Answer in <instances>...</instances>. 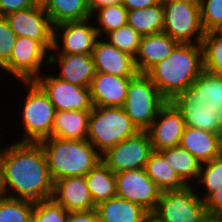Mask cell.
<instances>
[{"mask_svg": "<svg viewBox=\"0 0 222 222\" xmlns=\"http://www.w3.org/2000/svg\"><path fill=\"white\" fill-rule=\"evenodd\" d=\"M116 196L142 206L152 214L162 190L148 177L144 168L115 173Z\"/></svg>", "mask_w": 222, "mask_h": 222, "instance_id": "obj_13", "label": "cell"}, {"mask_svg": "<svg viewBox=\"0 0 222 222\" xmlns=\"http://www.w3.org/2000/svg\"><path fill=\"white\" fill-rule=\"evenodd\" d=\"M68 213L53 199L36 201L33 207L32 222H67Z\"/></svg>", "mask_w": 222, "mask_h": 222, "instance_id": "obj_36", "label": "cell"}, {"mask_svg": "<svg viewBox=\"0 0 222 222\" xmlns=\"http://www.w3.org/2000/svg\"><path fill=\"white\" fill-rule=\"evenodd\" d=\"M91 18L98 37H105L111 31L127 24L128 10L122 3L107 5L96 9Z\"/></svg>", "mask_w": 222, "mask_h": 222, "instance_id": "obj_31", "label": "cell"}, {"mask_svg": "<svg viewBox=\"0 0 222 222\" xmlns=\"http://www.w3.org/2000/svg\"><path fill=\"white\" fill-rule=\"evenodd\" d=\"M90 111H56L51 136L86 140Z\"/></svg>", "mask_w": 222, "mask_h": 222, "instance_id": "obj_24", "label": "cell"}, {"mask_svg": "<svg viewBox=\"0 0 222 222\" xmlns=\"http://www.w3.org/2000/svg\"><path fill=\"white\" fill-rule=\"evenodd\" d=\"M146 222H157L153 217H150Z\"/></svg>", "mask_w": 222, "mask_h": 222, "instance_id": "obj_46", "label": "cell"}, {"mask_svg": "<svg viewBox=\"0 0 222 222\" xmlns=\"http://www.w3.org/2000/svg\"><path fill=\"white\" fill-rule=\"evenodd\" d=\"M153 151L147 131H138L101 155V161L114 173L145 168Z\"/></svg>", "mask_w": 222, "mask_h": 222, "instance_id": "obj_10", "label": "cell"}, {"mask_svg": "<svg viewBox=\"0 0 222 222\" xmlns=\"http://www.w3.org/2000/svg\"><path fill=\"white\" fill-rule=\"evenodd\" d=\"M17 37L40 41L49 51L53 49L54 26L44 7L33 6L5 16Z\"/></svg>", "mask_w": 222, "mask_h": 222, "instance_id": "obj_14", "label": "cell"}, {"mask_svg": "<svg viewBox=\"0 0 222 222\" xmlns=\"http://www.w3.org/2000/svg\"><path fill=\"white\" fill-rule=\"evenodd\" d=\"M162 5L164 33L179 43H202L205 30L201 22L199 0H175Z\"/></svg>", "mask_w": 222, "mask_h": 222, "instance_id": "obj_7", "label": "cell"}, {"mask_svg": "<svg viewBox=\"0 0 222 222\" xmlns=\"http://www.w3.org/2000/svg\"><path fill=\"white\" fill-rule=\"evenodd\" d=\"M123 6L128 10L144 9L156 4H161L160 0H123Z\"/></svg>", "mask_w": 222, "mask_h": 222, "instance_id": "obj_42", "label": "cell"}, {"mask_svg": "<svg viewBox=\"0 0 222 222\" xmlns=\"http://www.w3.org/2000/svg\"><path fill=\"white\" fill-rule=\"evenodd\" d=\"M94 204L116 197V178L102 161L85 176Z\"/></svg>", "mask_w": 222, "mask_h": 222, "instance_id": "obj_28", "label": "cell"}, {"mask_svg": "<svg viewBox=\"0 0 222 222\" xmlns=\"http://www.w3.org/2000/svg\"><path fill=\"white\" fill-rule=\"evenodd\" d=\"M131 78L96 72L89 87L93 107H123Z\"/></svg>", "mask_w": 222, "mask_h": 222, "instance_id": "obj_20", "label": "cell"}, {"mask_svg": "<svg viewBox=\"0 0 222 222\" xmlns=\"http://www.w3.org/2000/svg\"><path fill=\"white\" fill-rule=\"evenodd\" d=\"M104 38L119 50L135 57L139 51L142 36L126 24L117 30L111 31Z\"/></svg>", "mask_w": 222, "mask_h": 222, "instance_id": "obj_35", "label": "cell"}, {"mask_svg": "<svg viewBox=\"0 0 222 222\" xmlns=\"http://www.w3.org/2000/svg\"><path fill=\"white\" fill-rule=\"evenodd\" d=\"M44 10L53 26L91 17L89 0H49Z\"/></svg>", "mask_w": 222, "mask_h": 222, "instance_id": "obj_26", "label": "cell"}, {"mask_svg": "<svg viewBox=\"0 0 222 222\" xmlns=\"http://www.w3.org/2000/svg\"><path fill=\"white\" fill-rule=\"evenodd\" d=\"M201 222H222V215L206 213L203 216Z\"/></svg>", "mask_w": 222, "mask_h": 222, "instance_id": "obj_44", "label": "cell"}, {"mask_svg": "<svg viewBox=\"0 0 222 222\" xmlns=\"http://www.w3.org/2000/svg\"><path fill=\"white\" fill-rule=\"evenodd\" d=\"M167 102L146 73H137L130 79L123 106L139 131H146Z\"/></svg>", "mask_w": 222, "mask_h": 222, "instance_id": "obj_6", "label": "cell"}, {"mask_svg": "<svg viewBox=\"0 0 222 222\" xmlns=\"http://www.w3.org/2000/svg\"><path fill=\"white\" fill-rule=\"evenodd\" d=\"M91 55L96 72L120 77H133L138 73L135 57L119 50L104 37L97 38Z\"/></svg>", "mask_w": 222, "mask_h": 222, "instance_id": "obj_18", "label": "cell"}, {"mask_svg": "<svg viewBox=\"0 0 222 222\" xmlns=\"http://www.w3.org/2000/svg\"><path fill=\"white\" fill-rule=\"evenodd\" d=\"M34 82L48 96L55 111H91L93 109L89 87L62 81L51 73H42Z\"/></svg>", "mask_w": 222, "mask_h": 222, "instance_id": "obj_11", "label": "cell"}, {"mask_svg": "<svg viewBox=\"0 0 222 222\" xmlns=\"http://www.w3.org/2000/svg\"><path fill=\"white\" fill-rule=\"evenodd\" d=\"M11 142L0 152L1 195L33 202L52 199L54 181L40 143Z\"/></svg>", "mask_w": 222, "mask_h": 222, "instance_id": "obj_1", "label": "cell"}, {"mask_svg": "<svg viewBox=\"0 0 222 222\" xmlns=\"http://www.w3.org/2000/svg\"><path fill=\"white\" fill-rule=\"evenodd\" d=\"M178 44L177 40L164 32L142 36L135 56L138 73H146L156 63L166 59Z\"/></svg>", "mask_w": 222, "mask_h": 222, "instance_id": "obj_22", "label": "cell"}, {"mask_svg": "<svg viewBox=\"0 0 222 222\" xmlns=\"http://www.w3.org/2000/svg\"><path fill=\"white\" fill-rule=\"evenodd\" d=\"M169 1H175V0H160V2H161L162 4H164V3H166V2H169Z\"/></svg>", "mask_w": 222, "mask_h": 222, "instance_id": "obj_47", "label": "cell"}, {"mask_svg": "<svg viewBox=\"0 0 222 222\" xmlns=\"http://www.w3.org/2000/svg\"><path fill=\"white\" fill-rule=\"evenodd\" d=\"M197 195L204 201L214 190L222 186V154L201 164L197 182L194 184ZM199 185V186H198ZM199 187V188H197ZM203 187V188H201ZM203 189L205 192L202 193ZM201 191V192H200ZM207 192V193H206ZM201 193V194H200ZM204 194V195H203Z\"/></svg>", "mask_w": 222, "mask_h": 222, "instance_id": "obj_34", "label": "cell"}, {"mask_svg": "<svg viewBox=\"0 0 222 222\" xmlns=\"http://www.w3.org/2000/svg\"><path fill=\"white\" fill-rule=\"evenodd\" d=\"M67 222H99L96 209L90 211H76L68 213Z\"/></svg>", "mask_w": 222, "mask_h": 222, "instance_id": "obj_41", "label": "cell"}, {"mask_svg": "<svg viewBox=\"0 0 222 222\" xmlns=\"http://www.w3.org/2000/svg\"><path fill=\"white\" fill-rule=\"evenodd\" d=\"M99 222H146L151 214L142 206L113 197L96 206Z\"/></svg>", "mask_w": 222, "mask_h": 222, "instance_id": "obj_23", "label": "cell"}, {"mask_svg": "<svg viewBox=\"0 0 222 222\" xmlns=\"http://www.w3.org/2000/svg\"><path fill=\"white\" fill-rule=\"evenodd\" d=\"M181 112L185 125L215 132L222 136V108L211 111L203 106L175 105Z\"/></svg>", "mask_w": 222, "mask_h": 222, "instance_id": "obj_29", "label": "cell"}, {"mask_svg": "<svg viewBox=\"0 0 222 222\" xmlns=\"http://www.w3.org/2000/svg\"><path fill=\"white\" fill-rule=\"evenodd\" d=\"M122 2L123 0H89L90 12L92 14L96 9L100 7L112 5V4H118Z\"/></svg>", "mask_w": 222, "mask_h": 222, "instance_id": "obj_43", "label": "cell"}, {"mask_svg": "<svg viewBox=\"0 0 222 222\" xmlns=\"http://www.w3.org/2000/svg\"><path fill=\"white\" fill-rule=\"evenodd\" d=\"M92 18L69 21L54 26L50 54H92L98 38ZM61 38V39H60Z\"/></svg>", "mask_w": 222, "mask_h": 222, "instance_id": "obj_12", "label": "cell"}, {"mask_svg": "<svg viewBox=\"0 0 222 222\" xmlns=\"http://www.w3.org/2000/svg\"><path fill=\"white\" fill-rule=\"evenodd\" d=\"M185 126L181 112L171 101H167L159 109L157 117L146 130L152 149L161 151L180 145Z\"/></svg>", "mask_w": 222, "mask_h": 222, "instance_id": "obj_15", "label": "cell"}, {"mask_svg": "<svg viewBox=\"0 0 222 222\" xmlns=\"http://www.w3.org/2000/svg\"><path fill=\"white\" fill-rule=\"evenodd\" d=\"M34 202L0 194V222H32Z\"/></svg>", "mask_w": 222, "mask_h": 222, "instance_id": "obj_33", "label": "cell"}, {"mask_svg": "<svg viewBox=\"0 0 222 222\" xmlns=\"http://www.w3.org/2000/svg\"><path fill=\"white\" fill-rule=\"evenodd\" d=\"M203 71L202 45L179 43L166 59L156 63L146 74L160 94L171 101L185 91Z\"/></svg>", "mask_w": 222, "mask_h": 222, "instance_id": "obj_2", "label": "cell"}, {"mask_svg": "<svg viewBox=\"0 0 222 222\" xmlns=\"http://www.w3.org/2000/svg\"><path fill=\"white\" fill-rule=\"evenodd\" d=\"M166 162L175 170L179 177L187 184L196 183L201 170V162L181 145L160 151ZM193 183V184H192Z\"/></svg>", "mask_w": 222, "mask_h": 222, "instance_id": "obj_27", "label": "cell"}, {"mask_svg": "<svg viewBox=\"0 0 222 222\" xmlns=\"http://www.w3.org/2000/svg\"><path fill=\"white\" fill-rule=\"evenodd\" d=\"M148 177L162 190L181 189L187 184L179 177L175 170L166 162L160 151H152L145 165Z\"/></svg>", "mask_w": 222, "mask_h": 222, "instance_id": "obj_25", "label": "cell"}, {"mask_svg": "<svg viewBox=\"0 0 222 222\" xmlns=\"http://www.w3.org/2000/svg\"><path fill=\"white\" fill-rule=\"evenodd\" d=\"M205 32L222 29V0H199Z\"/></svg>", "mask_w": 222, "mask_h": 222, "instance_id": "obj_37", "label": "cell"}, {"mask_svg": "<svg viewBox=\"0 0 222 222\" xmlns=\"http://www.w3.org/2000/svg\"><path fill=\"white\" fill-rule=\"evenodd\" d=\"M47 159L52 180L86 176L101 162V154L86 139L48 137L39 142Z\"/></svg>", "mask_w": 222, "mask_h": 222, "instance_id": "obj_3", "label": "cell"}, {"mask_svg": "<svg viewBox=\"0 0 222 222\" xmlns=\"http://www.w3.org/2000/svg\"><path fill=\"white\" fill-rule=\"evenodd\" d=\"M35 6L32 0H0V15L7 16L10 13Z\"/></svg>", "mask_w": 222, "mask_h": 222, "instance_id": "obj_39", "label": "cell"}, {"mask_svg": "<svg viewBox=\"0 0 222 222\" xmlns=\"http://www.w3.org/2000/svg\"><path fill=\"white\" fill-rule=\"evenodd\" d=\"M138 131L123 107H93L90 111L87 140L101 155Z\"/></svg>", "mask_w": 222, "mask_h": 222, "instance_id": "obj_5", "label": "cell"}, {"mask_svg": "<svg viewBox=\"0 0 222 222\" xmlns=\"http://www.w3.org/2000/svg\"><path fill=\"white\" fill-rule=\"evenodd\" d=\"M50 51L40 42L17 37L9 60L0 68L17 81H34L49 63Z\"/></svg>", "mask_w": 222, "mask_h": 222, "instance_id": "obj_9", "label": "cell"}, {"mask_svg": "<svg viewBox=\"0 0 222 222\" xmlns=\"http://www.w3.org/2000/svg\"><path fill=\"white\" fill-rule=\"evenodd\" d=\"M174 105L203 106L214 111L222 108V76L203 71L185 90L176 95Z\"/></svg>", "mask_w": 222, "mask_h": 222, "instance_id": "obj_16", "label": "cell"}, {"mask_svg": "<svg viewBox=\"0 0 222 222\" xmlns=\"http://www.w3.org/2000/svg\"><path fill=\"white\" fill-rule=\"evenodd\" d=\"M127 24L141 36L163 32L164 8L162 3L128 11Z\"/></svg>", "mask_w": 222, "mask_h": 222, "instance_id": "obj_30", "label": "cell"}, {"mask_svg": "<svg viewBox=\"0 0 222 222\" xmlns=\"http://www.w3.org/2000/svg\"><path fill=\"white\" fill-rule=\"evenodd\" d=\"M49 66L60 70L55 77L81 87H90L96 73L91 54H49Z\"/></svg>", "mask_w": 222, "mask_h": 222, "instance_id": "obj_17", "label": "cell"}, {"mask_svg": "<svg viewBox=\"0 0 222 222\" xmlns=\"http://www.w3.org/2000/svg\"><path fill=\"white\" fill-rule=\"evenodd\" d=\"M204 201L197 195L195 185L162 191L155 211L157 222H201L206 214Z\"/></svg>", "mask_w": 222, "mask_h": 222, "instance_id": "obj_8", "label": "cell"}, {"mask_svg": "<svg viewBox=\"0 0 222 222\" xmlns=\"http://www.w3.org/2000/svg\"><path fill=\"white\" fill-rule=\"evenodd\" d=\"M16 38L7 18L0 15V68L9 60Z\"/></svg>", "mask_w": 222, "mask_h": 222, "instance_id": "obj_38", "label": "cell"}, {"mask_svg": "<svg viewBox=\"0 0 222 222\" xmlns=\"http://www.w3.org/2000/svg\"><path fill=\"white\" fill-rule=\"evenodd\" d=\"M52 199L68 212L96 209L85 176L64 177L56 180Z\"/></svg>", "mask_w": 222, "mask_h": 222, "instance_id": "obj_19", "label": "cell"}, {"mask_svg": "<svg viewBox=\"0 0 222 222\" xmlns=\"http://www.w3.org/2000/svg\"><path fill=\"white\" fill-rule=\"evenodd\" d=\"M204 70L222 76V31L205 32L202 40Z\"/></svg>", "mask_w": 222, "mask_h": 222, "instance_id": "obj_32", "label": "cell"}, {"mask_svg": "<svg viewBox=\"0 0 222 222\" xmlns=\"http://www.w3.org/2000/svg\"><path fill=\"white\" fill-rule=\"evenodd\" d=\"M206 212L209 214H221L222 215V186L214 190L204 200Z\"/></svg>", "mask_w": 222, "mask_h": 222, "instance_id": "obj_40", "label": "cell"}, {"mask_svg": "<svg viewBox=\"0 0 222 222\" xmlns=\"http://www.w3.org/2000/svg\"><path fill=\"white\" fill-rule=\"evenodd\" d=\"M35 6L45 7L49 0H32Z\"/></svg>", "mask_w": 222, "mask_h": 222, "instance_id": "obj_45", "label": "cell"}, {"mask_svg": "<svg viewBox=\"0 0 222 222\" xmlns=\"http://www.w3.org/2000/svg\"><path fill=\"white\" fill-rule=\"evenodd\" d=\"M180 145L201 163L222 154V136L215 132L185 126Z\"/></svg>", "mask_w": 222, "mask_h": 222, "instance_id": "obj_21", "label": "cell"}, {"mask_svg": "<svg viewBox=\"0 0 222 222\" xmlns=\"http://www.w3.org/2000/svg\"><path fill=\"white\" fill-rule=\"evenodd\" d=\"M25 89L24 99L19 120L23 127V137L19 142H40L51 137L55 116L54 105L50 102L45 92L34 81H18Z\"/></svg>", "mask_w": 222, "mask_h": 222, "instance_id": "obj_4", "label": "cell"}]
</instances>
